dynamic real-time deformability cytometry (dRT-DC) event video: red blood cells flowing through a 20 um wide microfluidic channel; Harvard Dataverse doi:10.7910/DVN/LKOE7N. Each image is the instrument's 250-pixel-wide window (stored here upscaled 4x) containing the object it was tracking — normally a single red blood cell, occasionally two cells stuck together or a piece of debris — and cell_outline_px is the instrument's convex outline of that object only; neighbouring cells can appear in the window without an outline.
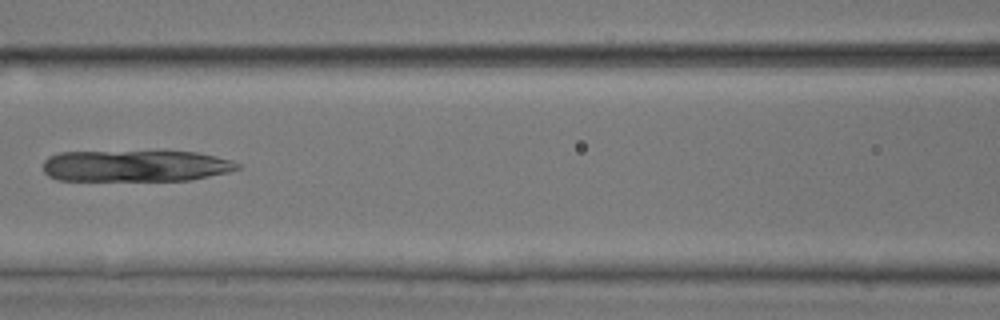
{"species": "common noctule bat (a hibernating species)", "species_latin": "Nyctalus noctula", "temperature_condition": "room temperature", "stored_images_in_passage": 6, "camera_frame_rate_fps": 3000, "um_per_image_px": 0.085, "animal": {"sex": "male", "body_mass_g": 17.9, "forearm_length_mm": 54.2}, "frame": {"image": 1, "passage_image": 5, "time_ms": 1.333, "image_size_px": [1000, 320], "cell_outline_px": [[240, 168], [228, 172], [192, 180], [56, 180], [48, 176], [44, 172], [44, 160], [48, 156], [60, 152], [196, 152], [216, 156], [232, 160], [240, 164]], "centroid_in_image_um": [11.52, 14.1], "position_along_channel_um": 155.1, "area_um2": 35.55}}